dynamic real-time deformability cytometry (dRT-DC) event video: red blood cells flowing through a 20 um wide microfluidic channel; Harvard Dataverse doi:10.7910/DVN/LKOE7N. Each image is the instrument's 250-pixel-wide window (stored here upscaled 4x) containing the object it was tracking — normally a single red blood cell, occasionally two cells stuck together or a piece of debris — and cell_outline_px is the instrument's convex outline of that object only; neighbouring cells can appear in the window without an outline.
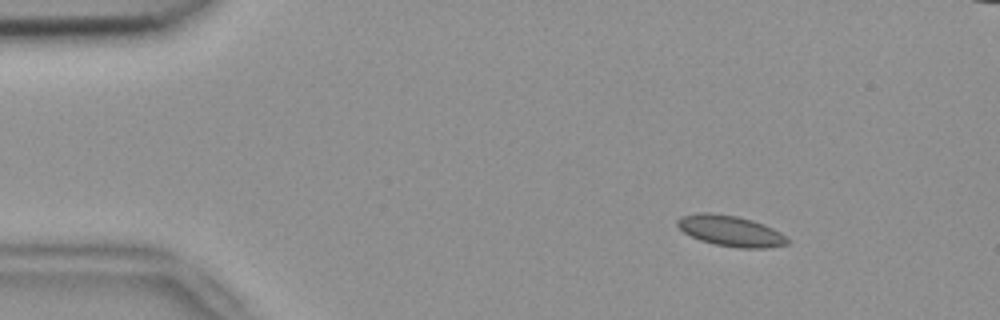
{"species": "common noctule bat (a hibernating species)", "species_latin": "Nyctalus noctula", "temperature_condition": "room temperature", "stored_images_in_passage": 49, "segment_of_instrument_passage": [1, 2], "camera_frame_rate_fps": 3000, "um_per_image_px": 0.085, "animal": {"sex": "female", "body_mass_g": 18.4}, "frame": {"image": 1, "passage_image": 2, "time_ms": 0.333, "image_size_px": [1000, 320], "cell_outline_px": [[788, 244], [764, 248], [736, 248], [716, 244], [700, 240], [684, 232], [676, 224], [676, 220], [680, 216], [700, 212], [708, 212], [736, 216], [752, 220], [764, 224], [780, 232], [788, 240]], "centroid_in_image_um": [62.07, 19.62], "position_along_channel_um": 22.9, "area_um2": 19.59}}
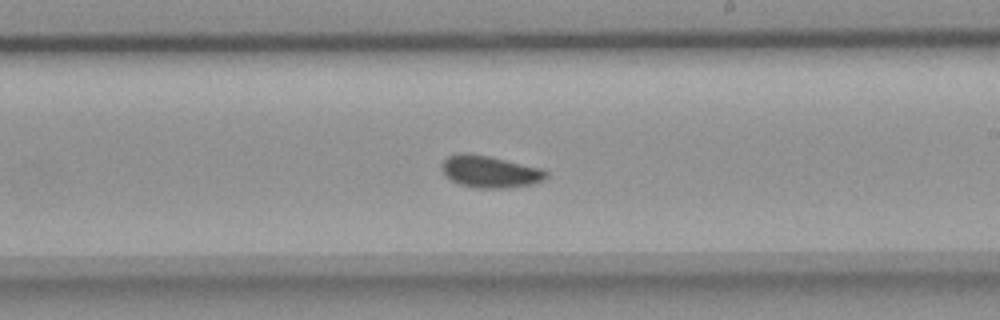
{"frame": {"image": 2, "passage_image": 26, "time_ms": 8.333, "image_size_px": [1000, 320], "cell_outline_px": [[548, 176], [544, 180], [532, 184], [508, 188], [472, 188], [460, 184], [444, 176], [440, 168], [440, 164], [448, 156], [460, 152], [468, 152], [488, 156], [540, 168], [548, 172]], "centroid_in_image_um": [41.59, 14.59], "position_along_channel_um": 247.4, "area_um2": 19.65}}
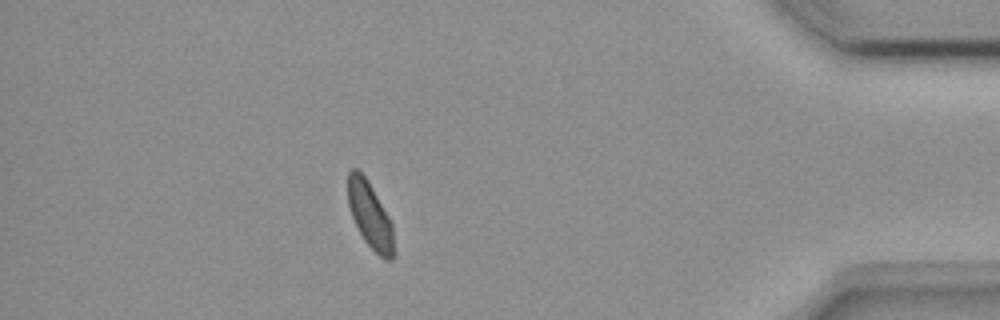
{"frame": {"image": 3, "passage_image": 42, "time_ms": 13.667, "image_size_px": [1000, 320], "cell_outline_px": [[392, 260], [384, 260], [364, 240], [352, 216], [348, 204], [348, 172], [352, 168], [356, 168], [368, 180], [388, 216], [392, 224]], "centroid_in_image_um": [31.42, 18.25], "position_along_channel_um": 403.8, "area_um2": 17.17}}